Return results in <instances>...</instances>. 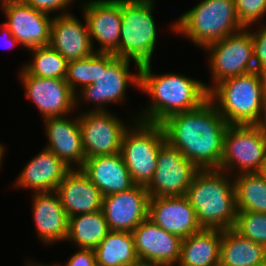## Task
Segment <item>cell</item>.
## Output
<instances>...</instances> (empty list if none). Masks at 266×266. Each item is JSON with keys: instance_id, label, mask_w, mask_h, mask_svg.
I'll return each instance as SVG.
<instances>
[{"instance_id": "6da1fadb", "label": "cell", "mask_w": 266, "mask_h": 266, "mask_svg": "<svg viewBox=\"0 0 266 266\" xmlns=\"http://www.w3.org/2000/svg\"><path fill=\"white\" fill-rule=\"evenodd\" d=\"M166 141L199 169H219L228 123L208 99L200 107L161 123Z\"/></svg>"}, {"instance_id": "7a4b0ae2", "label": "cell", "mask_w": 266, "mask_h": 266, "mask_svg": "<svg viewBox=\"0 0 266 266\" xmlns=\"http://www.w3.org/2000/svg\"><path fill=\"white\" fill-rule=\"evenodd\" d=\"M151 71V64L140 67L139 89L152 96V103L137 120L161 124L168 117L194 110L208 100L209 92L200 80L179 73L156 75Z\"/></svg>"}, {"instance_id": "3957f363", "label": "cell", "mask_w": 266, "mask_h": 266, "mask_svg": "<svg viewBox=\"0 0 266 266\" xmlns=\"http://www.w3.org/2000/svg\"><path fill=\"white\" fill-rule=\"evenodd\" d=\"M228 173L200 169L185 196L194 208L202 229L234 228L237 216L235 187Z\"/></svg>"}, {"instance_id": "277c9868", "label": "cell", "mask_w": 266, "mask_h": 266, "mask_svg": "<svg viewBox=\"0 0 266 266\" xmlns=\"http://www.w3.org/2000/svg\"><path fill=\"white\" fill-rule=\"evenodd\" d=\"M208 99L229 125H254L266 102V76L257 71L225 79Z\"/></svg>"}, {"instance_id": "5b68a950", "label": "cell", "mask_w": 266, "mask_h": 266, "mask_svg": "<svg viewBox=\"0 0 266 266\" xmlns=\"http://www.w3.org/2000/svg\"><path fill=\"white\" fill-rule=\"evenodd\" d=\"M178 19L172 23L173 30L201 49L245 28L237 17L234 0H201Z\"/></svg>"}, {"instance_id": "8992f818", "label": "cell", "mask_w": 266, "mask_h": 266, "mask_svg": "<svg viewBox=\"0 0 266 266\" xmlns=\"http://www.w3.org/2000/svg\"><path fill=\"white\" fill-rule=\"evenodd\" d=\"M154 0H122L119 57L134 60L137 71L151 64L157 41Z\"/></svg>"}, {"instance_id": "52a82bcc", "label": "cell", "mask_w": 266, "mask_h": 266, "mask_svg": "<svg viewBox=\"0 0 266 266\" xmlns=\"http://www.w3.org/2000/svg\"><path fill=\"white\" fill-rule=\"evenodd\" d=\"M135 120V121H134ZM122 138L121 155L135 185L147 187L157 167L160 147L166 142L161 124L133 119Z\"/></svg>"}, {"instance_id": "ba28073f", "label": "cell", "mask_w": 266, "mask_h": 266, "mask_svg": "<svg viewBox=\"0 0 266 266\" xmlns=\"http://www.w3.org/2000/svg\"><path fill=\"white\" fill-rule=\"evenodd\" d=\"M131 60L114 54L99 53V75L92 85L80 90V100L95 102L92 111H106L107 103L122 104L129 84L140 88V71L131 73ZM130 71V72H129Z\"/></svg>"}, {"instance_id": "9c48e42d", "label": "cell", "mask_w": 266, "mask_h": 266, "mask_svg": "<svg viewBox=\"0 0 266 266\" xmlns=\"http://www.w3.org/2000/svg\"><path fill=\"white\" fill-rule=\"evenodd\" d=\"M249 27L207 45L214 83L205 84L208 92L221 81L255 71L254 47Z\"/></svg>"}, {"instance_id": "30bf717a", "label": "cell", "mask_w": 266, "mask_h": 266, "mask_svg": "<svg viewBox=\"0 0 266 266\" xmlns=\"http://www.w3.org/2000/svg\"><path fill=\"white\" fill-rule=\"evenodd\" d=\"M265 158L266 142L255 125H228L219 170L232 176L258 173Z\"/></svg>"}, {"instance_id": "8fae6325", "label": "cell", "mask_w": 266, "mask_h": 266, "mask_svg": "<svg viewBox=\"0 0 266 266\" xmlns=\"http://www.w3.org/2000/svg\"><path fill=\"white\" fill-rule=\"evenodd\" d=\"M199 170L166 141L160 147L157 167L146 190L150 198L184 196Z\"/></svg>"}, {"instance_id": "7c38bea8", "label": "cell", "mask_w": 266, "mask_h": 266, "mask_svg": "<svg viewBox=\"0 0 266 266\" xmlns=\"http://www.w3.org/2000/svg\"><path fill=\"white\" fill-rule=\"evenodd\" d=\"M109 112L90 109L78 116L86 158L121 152L122 138L129 127Z\"/></svg>"}, {"instance_id": "4fadbf2b", "label": "cell", "mask_w": 266, "mask_h": 266, "mask_svg": "<svg viewBox=\"0 0 266 266\" xmlns=\"http://www.w3.org/2000/svg\"><path fill=\"white\" fill-rule=\"evenodd\" d=\"M19 74L26 97L37 106L44 119L67 116L78 106L77 95L65 79L33 76L24 68H20Z\"/></svg>"}, {"instance_id": "5bb4252c", "label": "cell", "mask_w": 266, "mask_h": 266, "mask_svg": "<svg viewBox=\"0 0 266 266\" xmlns=\"http://www.w3.org/2000/svg\"><path fill=\"white\" fill-rule=\"evenodd\" d=\"M140 263L149 266H174L180 258L182 239L166 232L149 218L132 232Z\"/></svg>"}, {"instance_id": "9a60e30c", "label": "cell", "mask_w": 266, "mask_h": 266, "mask_svg": "<svg viewBox=\"0 0 266 266\" xmlns=\"http://www.w3.org/2000/svg\"><path fill=\"white\" fill-rule=\"evenodd\" d=\"M82 9L92 45L95 39L100 44L96 52L119 57L122 0H90Z\"/></svg>"}, {"instance_id": "2e32d148", "label": "cell", "mask_w": 266, "mask_h": 266, "mask_svg": "<svg viewBox=\"0 0 266 266\" xmlns=\"http://www.w3.org/2000/svg\"><path fill=\"white\" fill-rule=\"evenodd\" d=\"M150 196L146 187L133 188L103 196L102 212L109 230L132 232L148 218Z\"/></svg>"}, {"instance_id": "e0dca14e", "label": "cell", "mask_w": 266, "mask_h": 266, "mask_svg": "<svg viewBox=\"0 0 266 266\" xmlns=\"http://www.w3.org/2000/svg\"><path fill=\"white\" fill-rule=\"evenodd\" d=\"M1 9L7 18L4 24L21 46L29 50L49 45L53 16L24 2L7 3Z\"/></svg>"}, {"instance_id": "ac0fdd59", "label": "cell", "mask_w": 266, "mask_h": 266, "mask_svg": "<svg viewBox=\"0 0 266 266\" xmlns=\"http://www.w3.org/2000/svg\"><path fill=\"white\" fill-rule=\"evenodd\" d=\"M148 218L181 239L202 230L196 212L185 195L151 197Z\"/></svg>"}, {"instance_id": "d6986e66", "label": "cell", "mask_w": 266, "mask_h": 266, "mask_svg": "<svg viewBox=\"0 0 266 266\" xmlns=\"http://www.w3.org/2000/svg\"><path fill=\"white\" fill-rule=\"evenodd\" d=\"M82 24L73 14L67 13L53 17L50 27L49 45L59 52L68 62L93 55L87 21Z\"/></svg>"}, {"instance_id": "ffe728a7", "label": "cell", "mask_w": 266, "mask_h": 266, "mask_svg": "<svg viewBox=\"0 0 266 266\" xmlns=\"http://www.w3.org/2000/svg\"><path fill=\"white\" fill-rule=\"evenodd\" d=\"M49 144L45 147L60 158L69 168L76 164L80 169L86 159L82 146L81 129L78 116L69 120L64 116L44 119Z\"/></svg>"}, {"instance_id": "44dd1931", "label": "cell", "mask_w": 266, "mask_h": 266, "mask_svg": "<svg viewBox=\"0 0 266 266\" xmlns=\"http://www.w3.org/2000/svg\"><path fill=\"white\" fill-rule=\"evenodd\" d=\"M56 192L69 218L102 210L100 190L81 169H71L59 183Z\"/></svg>"}, {"instance_id": "7402d4cb", "label": "cell", "mask_w": 266, "mask_h": 266, "mask_svg": "<svg viewBox=\"0 0 266 266\" xmlns=\"http://www.w3.org/2000/svg\"><path fill=\"white\" fill-rule=\"evenodd\" d=\"M33 218L39 239L45 244L66 241L69 217L56 191L35 193L32 197Z\"/></svg>"}, {"instance_id": "603a6c76", "label": "cell", "mask_w": 266, "mask_h": 266, "mask_svg": "<svg viewBox=\"0 0 266 266\" xmlns=\"http://www.w3.org/2000/svg\"><path fill=\"white\" fill-rule=\"evenodd\" d=\"M70 170L71 168L52 151L44 148L26 164L15 185L19 188L34 189V193L56 191Z\"/></svg>"}, {"instance_id": "cb8c5ba5", "label": "cell", "mask_w": 266, "mask_h": 266, "mask_svg": "<svg viewBox=\"0 0 266 266\" xmlns=\"http://www.w3.org/2000/svg\"><path fill=\"white\" fill-rule=\"evenodd\" d=\"M80 169L97 186L102 196L127 191L135 186L121 153L86 158Z\"/></svg>"}, {"instance_id": "d4e9b609", "label": "cell", "mask_w": 266, "mask_h": 266, "mask_svg": "<svg viewBox=\"0 0 266 266\" xmlns=\"http://www.w3.org/2000/svg\"><path fill=\"white\" fill-rule=\"evenodd\" d=\"M223 230L202 229L182 239L178 266H219Z\"/></svg>"}, {"instance_id": "484cf974", "label": "cell", "mask_w": 266, "mask_h": 266, "mask_svg": "<svg viewBox=\"0 0 266 266\" xmlns=\"http://www.w3.org/2000/svg\"><path fill=\"white\" fill-rule=\"evenodd\" d=\"M266 261V247L241 236L233 228L223 230L219 266H255Z\"/></svg>"}, {"instance_id": "4316f807", "label": "cell", "mask_w": 266, "mask_h": 266, "mask_svg": "<svg viewBox=\"0 0 266 266\" xmlns=\"http://www.w3.org/2000/svg\"><path fill=\"white\" fill-rule=\"evenodd\" d=\"M94 251L97 266H134L140 263L130 232L110 230Z\"/></svg>"}, {"instance_id": "83f0119b", "label": "cell", "mask_w": 266, "mask_h": 266, "mask_svg": "<svg viewBox=\"0 0 266 266\" xmlns=\"http://www.w3.org/2000/svg\"><path fill=\"white\" fill-rule=\"evenodd\" d=\"M109 231L102 210L74 215L69 218L66 241L74 242L79 248L95 249Z\"/></svg>"}, {"instance_id": "f1b7e54d", "label": "cell", "mask_w": 266, "mask_h": 266, "mask_svg": "<svg viewBox=\"0 0 266 266\" xmlns=\"http://www.w3.org/2000/svg\"><path fill=\"white\" fill-rule=\"evenodd\" d=\"M233 177L237 212L266 213V179L259 172Z\"/></svg>"}, {"instance_id": "f546056e", "label": "cell", "mask_w": 266, "mask_h": 266, "mask_svg": "<svg viewBox=\"0 0 266 266\" xmlns=\"http://www.w3.org/2000/svg\"><path fill=\"white\" fill-rule=\"evenodd\" d=\"M33 61L23 68L33 76L41 78L65 79L68 61L50 45L29 49Z\"/></svg>"}, {"instance_id": "4dcf8cb0", "label": "cell", "mask_w": 266, "mask_h": 266, "mask_svg": "<svg viewBox=\"0 0 266 266\" xmlns=\"http://www.w3.org/2000/svg\"><path fill=\"white\" fill-rule=\"evenodd\" d=\"M99 75V53L75 61L68 62L67 74L65 81L68 83L72 91L77 95V104L80 101L77 94V85L82 90L85 86L92 85L97 81Z\"/></svg>"}, {"instance_id": "1f68e13d", "label": "cell", "mask_w": 266, "mask_h": 266, "mask_svg": "<svg viewBox=\"0 0 266 266\" xmlns=\"http://www.w3.org/2000/svg\"><path fill=\"white\" fill-rule=\"evenodd\" d=\"M233 229L241 236L266 247V213L237 212Z\"/></svg>"}, {"instance_id": "d6a6232c", "label": "cell", "mask_w": 266, "mask_h": 266, "mask_svg": "<svg viewBox=\"0 0 266 266\" xmlns=\"http://www.w3.org/2000/svg\"><path fill=\"white\" fill-rule=\"evenodd\" d=\"M236 14L246 28L260 20L266 13V0H234Z\"/></svg>"}, {"instance_id": "836d02e7", "label": "cell", "mask_w": 266, "mask_h": 266, "mask_svg": "<svg viewBox=\"0 0 266 266\" xmlns=\"http://www.w3.org/2000/svg\"><path fill=\"white\" fill-rule=\"evenodd\" d=\"M259 27L257 32L250 31L254 47L255 71L266 76V25Z\"/></svg>"}, {"instance_id": "e575fe53", "label": "cell", "mask_w": 266, "mask_h": 266, "mask_svg": "<svg viewBox=\"0 0 266 266\" xmlns=\"http://www.w3.org/2000/svg\"><path fill=\"white\" fill-rule=\"evenodd\" d=\"M74 0H24L23 2L33 7L36 10L50 14L51 12L62 10L60 15L67 14V7L73 3Z\"/></svg>"}, {"instance_id": "d590c367", "label": "cell", "mask_w": 266, "mask_h": 266, "mask_svg": "<svg viewBox=\"0 0 266 266\" xmlns=\"http://www.w3.org/2000/svg\"><path fill=\"white\" fill-rule=\"evenodd\" d=\"M65 266H97L94 249L79 248V250L70 257Z\"/></svg>"}, {"instance_id": "8d00e7d4", "label": "cell", "mask_w": 266, "mask_h": 266, "mask_svg": "<svg viewBox=\"0 0 266 266\" xmlns=\"http://www.w3.org/2000/svg\"><path fill=\"white\" fill-rule=\"evenodd\" d=\"M266 142V102L258 121L254 124Z\"/></svg>"}, {"instance_id": "74e56055", "label": "cell", "mask_w": 266, "mask_h": 266, "mask_svg": "<svg viewBox=\"0 0 266 266\" xmlns=\"http://www.w3.org/2000/svg\"><path fill=\"white\" fill-rule=\"evenodd\" d=\"M2 29H3L2 34L7 37V38L5 37L8 42L7 44H9L11 48L14 47L15 45H20L18 41L12 36V33L10 32L9 28L4 23H2Z\"/></svg>"}, {"instance_id": "f35d334b", "label": "cell", "mask_w": 266, "mask_h": 266, "mask_svg": "<svg viewBox=\"0 0 266 266\" xmlns=\"http://www.w3.org/2000/svg\"><path fill=\"white\" fill-rule=\"evenodd\" d=\"M259 173L266 179V158H265V161H264Z\"/></svg>"}, {"instance_id": "ab89813d", "label": "cell", "mask_w": 266, "mask_h": 266, "mask_svg": "<svg viewBox=\"0 0 266 266\" xmlns=\"http://www.w3.org/2000/svg\"><path fill=\"white\" fill-rule=\"evenodd\" d=\"M24 0H0L1 6L7 3L23 2Z\"/></svg>"}, {"instance_id": "60d3db41", "label": "cell", "mask_w": 266, "mask_h": 266, "mask_svg": "<svg viewBox=\"0 0 266 266\" xmlns=\"http://www.w3.org/2000/svg\"><path fill=\"white\" fill-rule=\"evenodd\" d=\"M31 261H29V263L28 262H26V266H58V265H45V264H40V263H30ZM59 266H61V265H59Z\"/></svg>"}, {"instance_id": "b9f144b4", "label": "cell", "mask_w": 266, "mask_h": 266, "mask_svg": "<svg viewBox=\"0 0 266 266\" xmlns=\"http://www.w3.org/2000/svg\"><path fill=\"white\" fill-rule=\"evenodd\" d=\"M3 155H4V147L0 143V167H1L2 158L4 157Z\"/></svg>"}, {"instance_id": "7bdbcfd3", "label": "cell", "mask_w": 266, "mask_h": 266, "mask_svg": "<svg viewBox=\"0 0 266 266\" xmlns=\"http://www.w3.org/2000/svg\"><path fill=\"white\" fill-rule=\"evenodd\" d=\"M134 266H149V265L145 263H138L137 265H134Z\"/></svg>"}, {"instance_id": "ee69618b", "label": "cell", "mask_w": 266, "mask_h": 266, "mask_svg": "<svg viewBox=\"0 0 266 266\" xmlns=\"http://www.w3.org/2000/svg\"><path fill=\"white\" fill-rule=\"evenodd\" d=\"M255 266H266V261H264V262H262V263H260V264H257V265H255Z\"/></svg>"}]
</instances>
